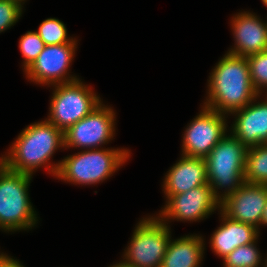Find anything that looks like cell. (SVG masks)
Segmentation results:
<instances>
[{
  "label": "cell",
  "mask_w": 267,
  "mask_h": 267,
  "mask_svg": "<svg viewBox=\"0 0 267 267\" xmlns=\"http://www.w3.org/2000/svg\"><path fill=\"white\" fill-rule=\"evenodd\" d=\"M59 148H64L63 132L45 119L20 132L8 154L2 155V163L12 171L29 175L45 166L50 174L56 176L61 162H48Z\"/></svg>",
  "instance_id": "obj_1"
},
{
  "label": "cell",
  "mask_w": 267,
  "mask_h": 267,
  "mask_svg": "<svg viewBox=\"0 0 267 267\" xmlns=\"http://www.w3.org/2000/svg\"><path fill=\"white\" fill-rule=\"evenodd\" d=\"M203 106L223 114L243 108L259 94L254 90L246 57L226 53L210 73Z\"/></svg>",
  "instance_id": "obj_2"
},
{
  "label": "cell",
  "mask_w": 267,
  "mask_h": 267,
  "mask_svg": "<svg viewBox=\"0 0 267 267\" xmlns=\"http://www.w3.org/2000/svg\"><path fill=\"white\" fill-rule=\"evenodd\" d=\"M130 150L95 148L82 150L60 161L56 178L79 185H93L112 176L129 158Z\"/></svg>",
  "instance_id": "obj_3"
},
{
  "label": "cell",
  "mask_w": 267,
  "mask_h": 267,
  "mask_svg": "<svg viewBox=\"0 0 267 267\" xmlns=\"http://www.w3.org/2000/svg\"><path fill=\"white\" fill-rule=\"evenodd\" d=\"M248 148L231 133L216 144L205 158L207 181L215 198L221 202L245 181L244 170ZM224 189L220 194L218 191Z\"/></svg>",
  "instance_id": "obj_4"
},
{
  "label": "cell",
  "mask_w": 267,
  "mask_h": 267,
  "mask_svg": "<svg viewBox=\"0 0 267 267\" xmlns=\"http://www.w3.org/2000/svg\"><path fill=\"white\" fill-rule=\"evenodd\" d=\"M32 175L15 172L0 164V229L28 230L36 226L37 214L29 199Z\"/></svg>",
  "instance_id": "obj_5"
},
{
  "label": "cell",
  "mask_w": 267,
  "mask_h": 267,
  "mask_svg": "<svg viewBox=\"0 0 267 267\" xmlns=\"http://www.w3.org/2000/svg\"><path fill=\"white\" fill-rule=\"evenodd\" d=\"M170 239L168 223L157 216L145 217L135 226L122 262L131 267H160Z\"/></svg>",
  "instance_id": "obj_6"
},
{
  "label": "cell",
  "mask_w": 267,
  "mask_h": 267,
  "mask_svg": "<svg viewBox=\"0 0 267 267\" xmlns=\"http://www.w3.org/2000/svg\"><path fill=\"white\" fill-rule=\"evenodd\" d=\"M50 112L46 119L62 132L90 114L102 103L101 98L80 79L52 85Z\"/></svg>",
  "instance_id": "obj_7"
},
{
  "label": "cell",
  "mask_w": 267,
  "mask_h": 267,
  "mask_svg": "<svg viewBox=\"0 0 267 267\" xmlns=\"http://www.w3.org/2000/svg\"><path fill=\"white\" fill-rule=\"evenodd\" d=\"M107 106L102 102L90 114L64 131V148L89 150L113 140L116 113Z\"/></svg>",
  "instance_id": "obj_8"
},
{
  "label": "cell",
  "mask_w": 267,
  "mask_h": 267,
  "mask_svg": "<svg viewBox=\"0 0 267 267\" xmlns=\"http://www.w3.org/2000/svg\"><path fill=\"white\" fill-rule=\"evenodd\" d=\"M225 115L202 106L183 134L181 155L205 159L228 132Z\"/></svg>",
  "instance_id": "obj_9"
},
{
  "label": "cell",
  "mask_w": 267,
  "mask_h": 267,
  "mask_svg": "<svg viewBox=\"0 0 267 267\" xmlns=\"http://www.w3.org/2000/svg\"><path fill=\"white\" fill-rule=\"evenodd\" d=\"M77 43L45 45L37 59L24 72L30 81L42 85H56L78 80L70 75L69 68Z\"/></svg>",
  "instance_id": "obj_10"
},
{
  "label": "cell",
  "mask_w": 267,
  "mask_h": 267,
  "mask_svg": "<svg viewBox=\"0 0 267 267\" xmlns=\"http://www.w3.org/2000/svg\"><path fill=\"white\" fill-rule=\"evenodd\" d=\"M166 200L167 204L157 216L165 224L170 219L196 222L207 218L216 209H220V202L213 195L209 184L166 197Z\"/></svg>",
  "instance_id": "obj_11"
},
{
  "label": "cell",
  "mask_w": 267,
  "mask_h": 267,
  "mask_svg": "<svg viewBox=\"0 0 267 267\" xmlns=\"http://www.w3.org/2000/svg\"><path fill=\"white\" fill-rule=\"evenodd\" d=\"M267 202V185L244 182L220 202V211L231 220L259 229Z\"/></svg>",
  "instance_id": "obj_12"
},
{
  "label": "cell",
  "mask_w": 267,
  "mask_h": 267,
  "mask_svg": "<svg viewBox=\"0 0 267 267\" xmlns=\"http://www.w3.org/2000/svg\"><path fill=\"white\" fill-rule=\"evenodd\" d=\"M230 23L235 44L227 53L247 57L267 50V21L244 11L233 16Z\"/></svg>",
  "instance_id": "obj_13"
},
{
  "label": "cell",
  "mask_w": 267,
  "mask_h": 267,
  "mask_svg": "<svg viewBox=\"0 0 267 267\" xmlns=\"http://www.w3.org/2000/svg\"><path fill=\"white\" fill-rule=\"evenodd\" d=\"M259 97L231 113L236 116L231 134L247 148L267 143V100L257 102Z\"/></svg>",
  "instance_id": "obj_14"
},
{
  "label": "cell",
  "mask_w": 267,
  "mask_h": 267,
  "mask_svg": "<svg viewBox=\"0 0 267 267\" xmlns=\"http://www.w3.org/2000/svg\"><path fill=\"white\" fill-rule=\"evenodd\" d=\"M205 184H208L205 159L181 155L165 175L162 186L165 197H171Z\"/></svg>",
  "instance_id": "obj_15"
},
{
  "label": "cell",
  "mask_w": 267,
  "mask_h": 267,
  "mask_svg": "<svg viewBox=\"0 0 267 267\" xmlns=\"http://www.w3.org/2000/svg\"><path fill=\"white\" fill-rule=\"evenodd\" d=\"M223 223L216 229L211 238L210 245L216 255L225 258L237 247L253 243L259 237V230L249 224L229 219L221 211Z\"/></svg>",
  "instance_id": "obj_16"
},
{
  "label": "cell",
  "mask_w": 267,
  "mask_h": 267,
  "mask_svg": "<svg viewBox=\"0 0 267 267\" xmlns=\"http://www.w3.org/2000/svg\"><path fill=\"white\" fill-rule=\"evenodd\" d=\"M205 244L200 235L170 239L160 267H200Z\"/></svg>",
  "instance_id": "obj_17"
},
{
  "label": "cell",
  "mask_w": 267,
  "mask_h": 267,
  "mask_svg": "<svg viewBox=\"0 0 267 267\" xmlns=\"http://www.w3.org/2000/svg\"><path fill=\"white\" fill-rule=\"evenodd\" d=\"M244 181L250 184L267 185V143L248 148Z\"/></svg>",
  "instance_id": "obj_18"
},
{
  "label": "cell",
  "mask_w": 267,
  "mask_h": 267,
  "mask_svg": "<svg viewBox=\"0 0 267 267\" xmlns=\"http://www.w3.org/2000/svg\"><path fill=\"white\" fill-rule=\"evenodd\" d=\"M257 241L237 247L228 254L223 258L224 267H259L262 256L256 247Z\"/></svg>",
  "instance_id": "obj_19"
},
{
  "label": "cell",
  "mask_w": 267,
  "mask_h": 267,
  "mask_svg": "<svg viewBox=\"0 0 267 267\" xmlns=\"http://www.w3.org/2000/svg\"><path fill=\"white\" fill-rule=\"evenodd\" d=\"M36 32L44 41L45 45L77 43L75 38H69L67 36L65 24L56 18H47L42 21Z\"/></svg>",
  "instance_id": "obj_20"
},
{
  "label": "cell",
  "mask_w": 267,
  "mask_h": 267,
  "mask_svg": "<svg viewBox=\"0 0 267 267\" xmlns=\"http://www.w3.org/2000/svg\"><path fill=\"white\" fill-rule=\"evenodd\" d=\"M254 90L261 95L267 89V50L246 57Z\"/></svg>",
  "instance_id": "obj_21"
},
{
  "label": "cell",
  "mask_w": 267,
  "mask_h": 267,
  "mask_svg": "<svg viewBox=\"0 0 267 267\" xmlns=\"http://www.w3.org/2000/svg\"><path fill=\"white\" fill-rule=\"evenodd\" d=\"M44 47V41L39 37L36 31H28L21 36L19 40V49L24 57V71H26L37 59L38 55L43 51Z\"/></svg>",
  "instance_id": "obj_22"
},
{
  "label": "cell",
  "mask_w": 267,
  "mask_h": 267,
  "mask_svg": "<svg viewBox=\"0 0 267 267\" xmlns=\"http://www.w3.org/2000/svg\"><path fill=\"white\" fill-rule=\"evenodd\" d=\"M23 6L13 0H0V33L11 28L20 19Z\"/></svg>",
  "instance_id": "obj_23"
},
{
  "label": "cell",
  "mask_w": 267,
  "mask_h": 267,
  "mask_svg": "<svg viewBox=\"0 0 267 267\" xmlns=\"http://www.w3.org/2000/svg\"><path fill=\"white\" fill-rule=\"evenodd\" d=\"M0 267H24L17 259H13L10 256L0 253Z\"/></svg>",
  "instance_id": "obj_24"
},
{
  "label": "cell",
  "mask_w": 267,
  "mask_h": 267,
  "mask_svg": "<svg viewBox=\"0 0 267 267\" xmlns=\"http://www.w3.org/2000/svg\"><path fill=\"white\" fill-rule=\"evenodd\" d=\"M261 226H267V202H266V206L263 210V215L261 218Z\"/></svg>",
  "instance_id": "obj_25"
},
{
  "label": "cell",
  "mask_w": 267,
  "mask_h": 267,
  "mask_svg": "<svg viewBox=\"0 0 267 267\" xmlns=\"http://www.w3.org/2000/svg\"><path fill=\"white\" fill-rule=\"evenodd\" d=\"M109 267H131L129 265H127L126 263L120 261L119 263L113 264L112 266Z\"/></svg>",
  "instance_id": "obj_26"
},
{
  "label": "cell",
  "mask_w": 267,
  "mask_h": 267,
  "mask_svg": "<svg viewBox=\"0 0 267 267\" xmlns=\"http://www.w3.org/2000/svg\"><path fill=\"white\" fill-rule=\"evenodd\" d=\"M13 1L18 2V3H20L23 6L26 0H13Z\"/></svg>",
  "instance_id": "obj_27"
},
{
  "label": "cell",
  "mask_w": 267,
  "mask_h": 267,
  "mask_svg": "<svg viewBox=\"0 0 267 267\" xmlns=\"http://www.w3.org/2000/svg\"><path fill=\"white\" fill-rule=\"evenodd\" d=\"M264 261H265V263H264V264L262 263V265H263L264 267H267V257H266V259H265Z\"/></svg>",
  "instance_id": "obj_28"
},
{
  "label": "cell",
  "mask_w": 267,
  "mask_h": 267,
  "mask_svg": "<svg viewBox=\"0 0 267 267\" xmlns=\"http://www.w3.org/2000/svg\"><path fill=\"white\" fill-rule=\"evenodd\" d=\"M262 2L267 7V0H262Z\"/></svg>",
  "instance_id": "obj_29"
}]
</instances>
